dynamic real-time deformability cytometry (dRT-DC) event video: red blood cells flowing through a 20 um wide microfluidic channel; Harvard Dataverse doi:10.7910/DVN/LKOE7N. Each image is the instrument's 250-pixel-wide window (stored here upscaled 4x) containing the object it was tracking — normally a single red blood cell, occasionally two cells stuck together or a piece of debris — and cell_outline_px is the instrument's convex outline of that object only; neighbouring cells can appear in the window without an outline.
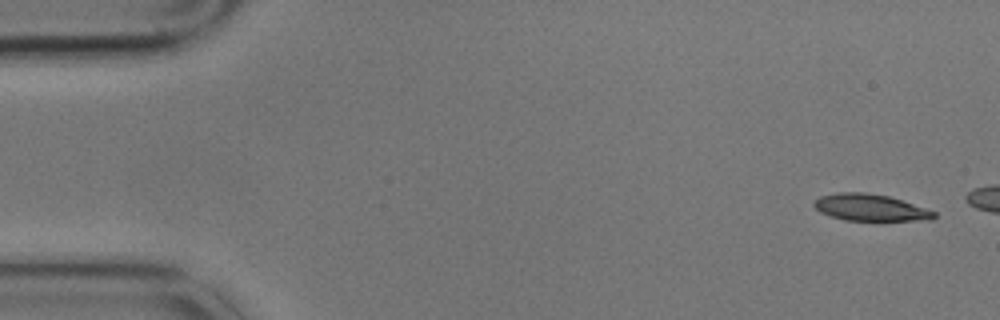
{"species": "common noctule bat (a hibernating species)", "species_latin": "Nyctalus noctula", "temperature_condition": "cold", "stored_images_in_passage": 4, "camera_frame_rate_fps": 3000, "um_per_image_px": 0.085, "animal": {"sex": "male", "body_mass_g": 17.9}, "frame": {"image": 1, "passage_image": 1, "time_ms": 0.0, "image_size_px": [1000, 320], "cell_outline_px": [[936, 216], [932, 220], [844, 220], [820, 212], [812, 204], [820, 196], [840, 192], [864, 192], [888, 196], [936, 212]], "centroid_in_image_um": [73.95, 17.64], "position_along_channel_um": 11.0, "area_um2": 18.38}}